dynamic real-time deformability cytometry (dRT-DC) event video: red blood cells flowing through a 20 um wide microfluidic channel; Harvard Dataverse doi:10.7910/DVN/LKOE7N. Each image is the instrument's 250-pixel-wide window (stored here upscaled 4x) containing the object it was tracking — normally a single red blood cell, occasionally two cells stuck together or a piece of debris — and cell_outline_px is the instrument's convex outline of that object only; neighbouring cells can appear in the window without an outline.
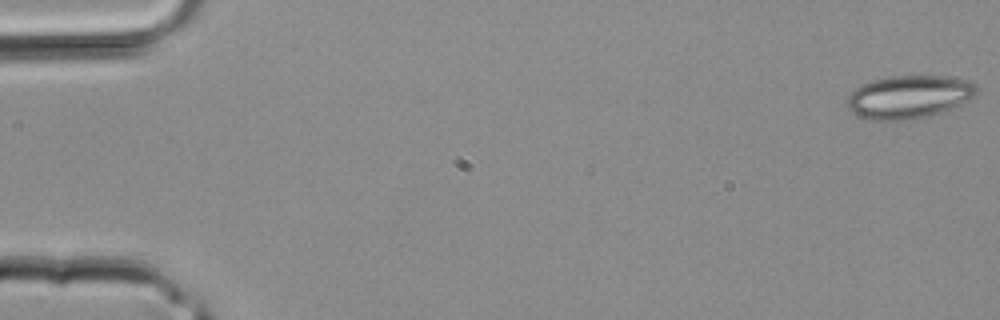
{"species": "common noctule bat (a hibernating species)", "species_latin": "Nyctalus noctula", "temperature_condition": "room temperature", "stored_images_in_passage": 4, "camera_frame_rate_fps": 3000, "um_per_image_px": 0.085, "animal": {"sex": "male", "body_mass_g": 20.4}, "frame": {"image": 1, "passage_image": 1, "time_ms": 0.0, "image_size_px": [1000, 320], "cell_outline_px": [[980, 88], [968, 100], [960, 104], [940, 112], [928, 116], [904, 120], [872, 120], [860, 116], [852, 112], [848, 108], [848, 96], [860, 84], [872, 80], [888, 76], [952, 76], [972, 80]], "centroid_in_image_um": [77.29, 8.21], "position_along_channel_um": 7.7, "area_um2": 32.54}}